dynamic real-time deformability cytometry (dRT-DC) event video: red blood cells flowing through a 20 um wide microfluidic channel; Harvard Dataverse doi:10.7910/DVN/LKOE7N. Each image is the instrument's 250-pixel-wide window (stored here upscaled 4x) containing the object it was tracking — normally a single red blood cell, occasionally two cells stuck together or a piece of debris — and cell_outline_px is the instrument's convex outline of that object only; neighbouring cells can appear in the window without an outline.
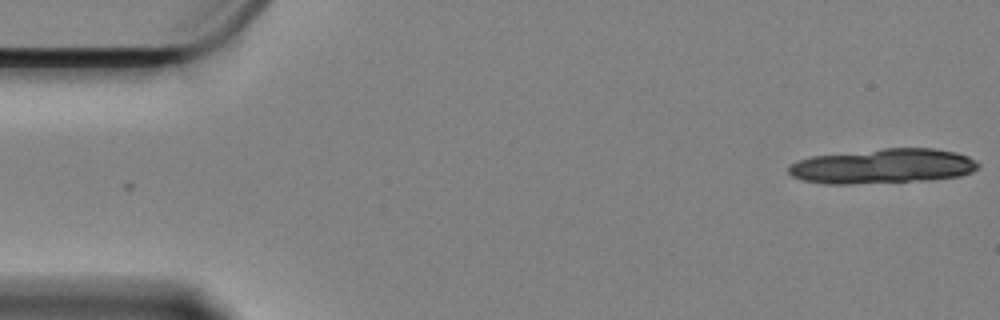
{"species": "Egyptian fruit bat (a non-hibernating species)", "species_latin": "Rousettus aegyptiacus", "temperature_condition": "cold", "stored_images_in_passage": 17, "camera_frame_rate_fps": 3000, "um_per_image_px": 0.085, "animal": {"sex": "female"}, "frame": {"image": 1, "passage_image": 1, "time_ms": 0.0, "image_size_px": [1000, 320], "cell_outline_px": [[980, 164], [972, 172], [960, 176], [932, 180], [852, 184], [828, 184], [804, 180], [792, 176], [788, 172], [788, 168], [792, 164], [800, 160], [812, 156], [884, 148], [936, 148], [956, 152], [968, 156], [976, 160]], "centroid_in_image_um": [75.09, 14.12], "position_along_channel_um": 9.9, "area_um2": 38.55}}